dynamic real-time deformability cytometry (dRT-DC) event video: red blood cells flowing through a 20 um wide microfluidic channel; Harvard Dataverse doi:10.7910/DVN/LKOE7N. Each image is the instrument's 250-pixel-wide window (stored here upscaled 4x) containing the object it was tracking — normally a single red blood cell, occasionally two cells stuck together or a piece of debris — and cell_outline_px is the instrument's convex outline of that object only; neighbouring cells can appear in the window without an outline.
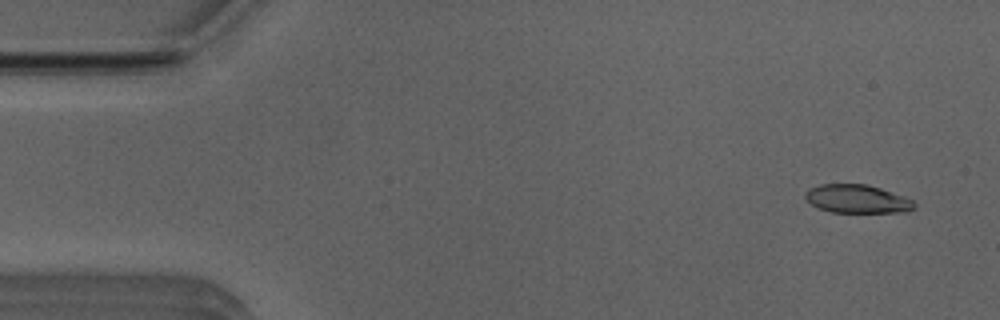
{"species": "Egyptian fruit bat (a non-hibernating species)", "species_latin": "Rousettus aegyptiacus", "temperature_condition": "room temperature", "stored_images_in_passage": 46, "camera_frame_rate_fps": 3000, "um_per_image_px": 0.085, "animal": {"sex": "male"}, "frame": {"image": 1, "passage_image": 3, "time_ms": 0.667, "image_size_px": [1000, 320], "cell_outline_px": [[916, 208], [908, 212], [832, 212], [816, 208], [804, 196], [804, 192], [808, 188], [820, 184], [868, 184], [904, 196], [912, 200], [916, 204]], "centroid_in_image_um": [72.86, 16.91], "position_along_channel_um": 12.1, "area_um2": 18.21}}
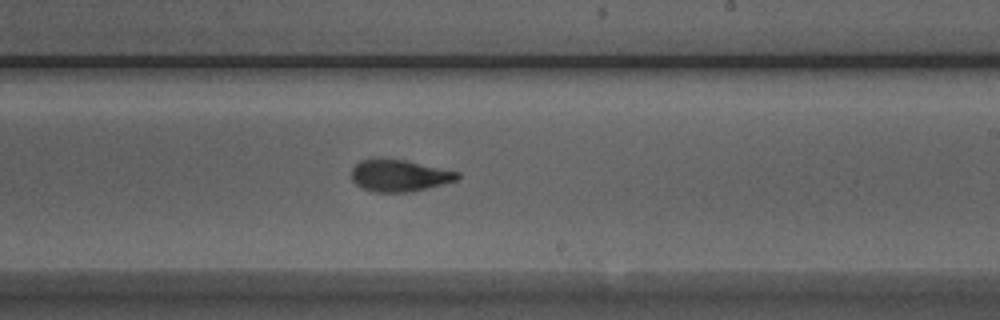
{"frame": {"image": 2, "passage_image": 30, "time_ms": 9.667, "image_size_px": [1000, 320], "cell_outline_px": [[460, 176], [456, 180], [412, 192], [372, 192], [356, 184], [352, 180], [352, 168], [360, 160], [404, 160], [460, 172]], "centroid_in_image_um": [33.95, 14.94], "position_along_channel_um": 255.0, "area_um2": 19.25}}
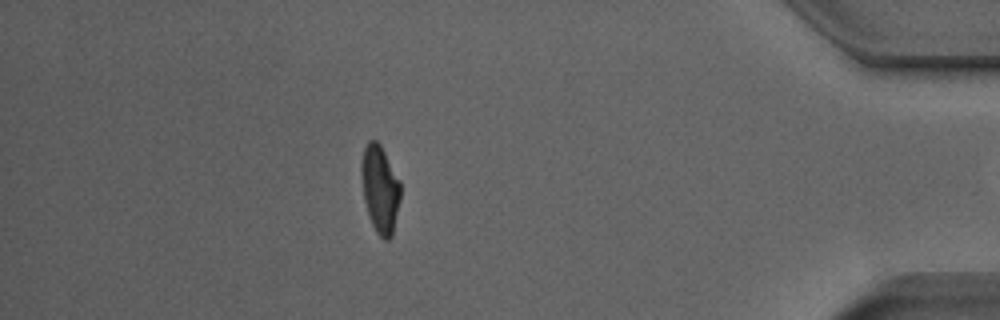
{"frame": {"image": 3, "passage_image": 45, "time_ms": 14.667, "image_size_px": [1000, 320], "cell_outline_px": [[400, 200], [392, 236], [388, 240], [384, 240], [376, 232], [368, 216], [364, 200], [360, 172], [360, 164], [364, 148], [368, 140], [376, 140], [380, 144], [400, 180]], "centroid_in_image_um": [32.29, 16.06], "position_along_channel_um": 402.9, "area_um2": 20.11}}